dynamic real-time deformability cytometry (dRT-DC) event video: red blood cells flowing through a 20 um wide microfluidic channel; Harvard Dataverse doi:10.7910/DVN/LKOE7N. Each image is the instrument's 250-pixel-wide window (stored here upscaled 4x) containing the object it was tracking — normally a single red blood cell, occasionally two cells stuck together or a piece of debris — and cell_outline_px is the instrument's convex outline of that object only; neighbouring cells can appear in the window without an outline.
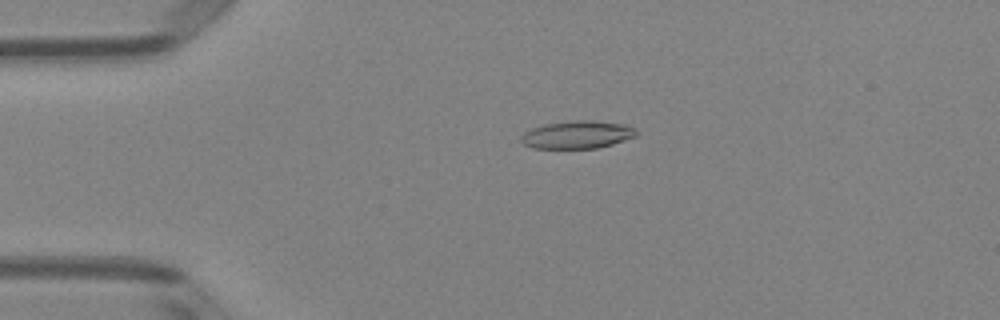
{"species": "Egyptian fruit bat (a non-hibernating species)", "species_latin": "Rousettus aegyptiacus", "temperature_condition": "room temperature", "stored_images_in_passage": 51, "camera_frame_rate_fps": 3000, "um_per_image_px": 0.085, "animal": {"sex": "female"}, "frame": {"image": 1, "passage_image": 12, "time_ms": 3.667, "image_size_px": [1000, 320], "cell_outline_px": [[640, 132], [636, 136], [612, 144], [596, 148], [532, 148], [524, 144], [520, 140], [520, 136], [524, 132], [532, 128], [544, 124], [576, 120], [592, 120], [628, 124], [636, 128]], "centroid_in_image_um": [49.1, 11.43], "position_along_channel_um": 35.9, "area_um2": 18.84}}
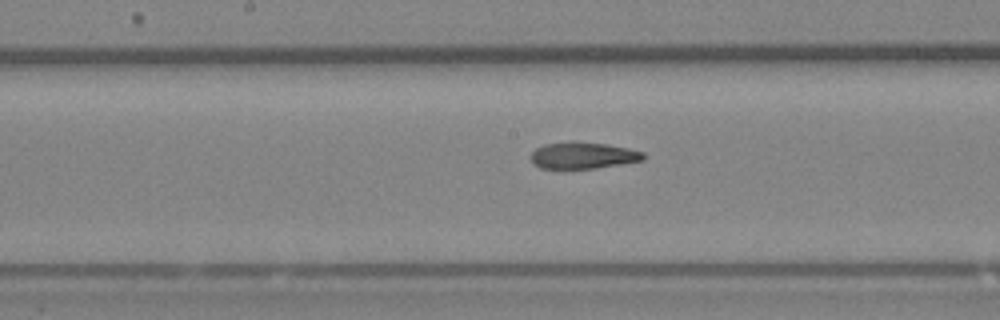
{"frame": {"image": 2, "passage_image": 27, "time_ms": 8.667, "image_size_px": [1000, 320], "cell_outline_px": [[644, 160], [596, 168], [540, 168], [532, 164], [528, 156], [536, 148], [544, 144], [572, 140], [604, 144], [628, 148], [644, 152]], "centroid_in_image_um": [49.49, 13.2], "position_along_channel_um": 198.7, "area_um2": 17.63}}
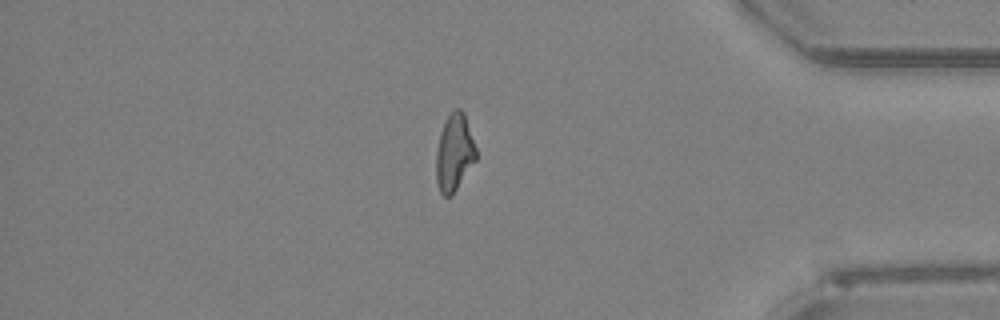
{"frame": {"image": 3, "passage_image": 44, "time_ms": 14.333, "image_size_px": [1000, 320], "cell_outline_px": [[476, 160], [452, 196], [444, 196], [440, 192], [436, 180], [436, 152], [440, 132], [448, 116], [456, 108], [460, 108], [464, 112], [476, 148]], "centroid_in_image_um": [38.61, 12.99], "position_along_channel_um": 396.6, "area_um2": 17.86}, "authors_computed_cell_mechanics": {"area_um2": 18.3226, "velocity_mm_per_s": 4.0174, "shape_relaxation_time_tau1_ms": null, "shape_relaxation_time_tau2_ms": 3.22, "deformation_change_tau1": null, "deformation_change_tau2": 0.1265}}